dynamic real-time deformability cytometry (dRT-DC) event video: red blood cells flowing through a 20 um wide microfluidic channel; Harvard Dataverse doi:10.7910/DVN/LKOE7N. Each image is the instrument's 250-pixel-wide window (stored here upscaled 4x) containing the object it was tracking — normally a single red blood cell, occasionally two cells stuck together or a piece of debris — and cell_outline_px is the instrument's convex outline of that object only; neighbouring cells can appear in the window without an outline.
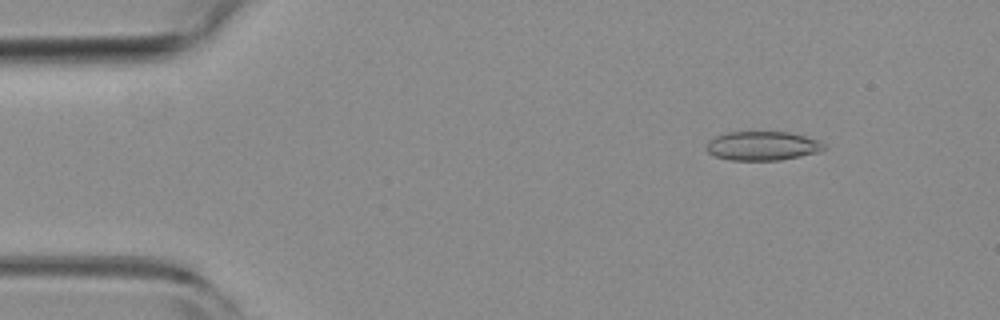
{"species": "common noctule bat (a hibernating species)", "species_latin": "Nyctalus noctula", "temperature_condition": "room temperature", "stored_images_in_passage": 55, "camera_frame_rate_fps": 3000, "um_per_image_px": 0.085, "animal": {"sex": "female", "body_mass_g": 19.3, "forearm_length_mm": 54.1}, "frame": {"image": 1, "passage_image": 7, "time_ms": 2.0, "image_size_px": [1000, 320], "cell_outline_px": [[828, 148], [820, 152], [780, 160], [732, 160], [716, 156], [708, 152], [704, 148], [704, 144], [708, 140], [716, 136], [728, 132], [788, 132], [804, 136], [816, 140], [824, 144]], "centroid_in_image_um": [64.78, 12.4], "position_along_channel_um": 20.2, "area_um2": 19.94}}
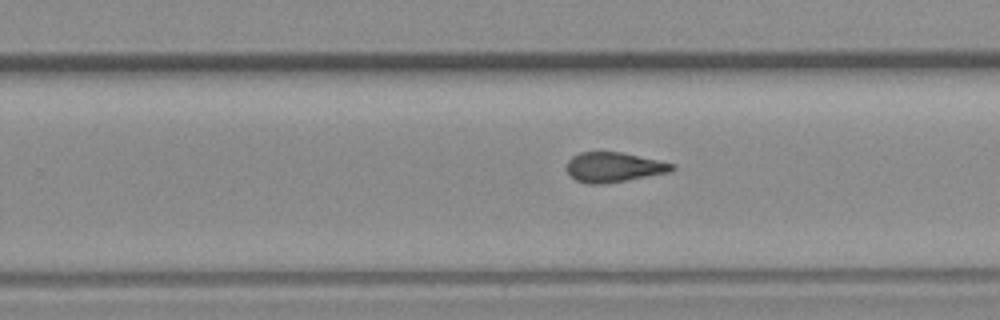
{"frame": {"image": 2, "passage_image": 34, "time_ms": 11.0, "image_size_px": [1000, 320], "cell_outline_px": [[676, 168], [672, 172], [604, 184], [588, 184], [576, 180], [564, 168], [568, 160], [572, 156], [580, 152], [620, 152], [676, 164]], "centroid_in_image_um": [52.17, 14.21], "position_along_channel_um": 277.6, "area_um2": 18.44}}
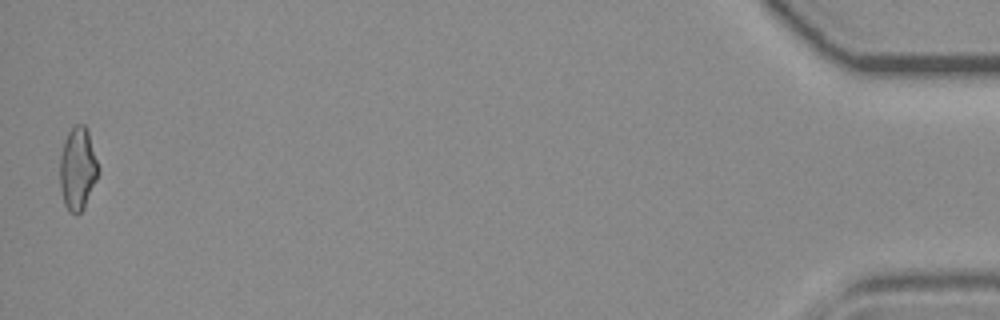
{"frame": {"image": 3, "passage_image": 54, "time_ms": 17.667, "image_size_px": [1000, 320], "cell_outline_px": [[100, 168], [96, 180], [84, 208], [76, 216], [68, 212], [64, 204], [60, 188], [60, 156], [64, 140], [68, 132], [76, 124], [84, 124], [88, 132]], "centroid_in_image_um": [6.6, 14.37], "position_along_channel_um": 428.6, "area_um2": 18.67}, "authors_computed_cell_mechanics": {"area_um2": 18.785, "velocity_mm_per_s": 3.7731, "shape_relaxation_time_tau1_ms": 10.3377, "shape_relaxation_time_tau2_ms": 2.2331, "deformation_change_tau1": 0.2375, "deformation_change_tau2": 0.1133}}